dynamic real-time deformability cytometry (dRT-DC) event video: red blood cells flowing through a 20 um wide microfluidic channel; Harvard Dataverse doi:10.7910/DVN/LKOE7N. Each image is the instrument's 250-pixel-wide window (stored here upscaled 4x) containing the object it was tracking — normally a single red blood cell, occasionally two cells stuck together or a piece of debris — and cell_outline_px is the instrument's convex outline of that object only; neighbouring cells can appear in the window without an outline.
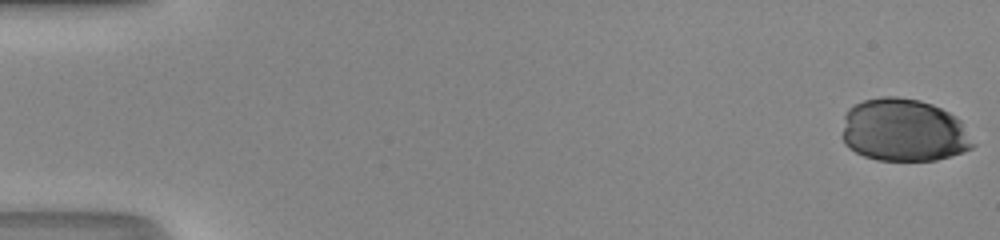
{"species": "human", "species_latin": "Homo sapiens", "temperature_condition": "room temperature", "stored_images_in_passage": 42, "camera_frame_rate_fps": 3000, "um_per_image_px": 0.085, "donor": {"sex": "male"}, "frame": {"image": 1, "passage_image": 1, "time_ms": 0.0, "image_size_px": [1000, 240], "cell_outline_px": [[976, 144], [972, 148], [936, 160], [876, 160], [864, 156], [848, 148], [844, 144], [844, 116], [848, 108], [864, 100], [880, 96], [896, 96], [920, 100], [932, 104], [956, 116], [960, 120]], "centroid_in_image_um": [76.82, 11.06], "position_along_channel_um": 8.2, "area_um2": 47.86}}
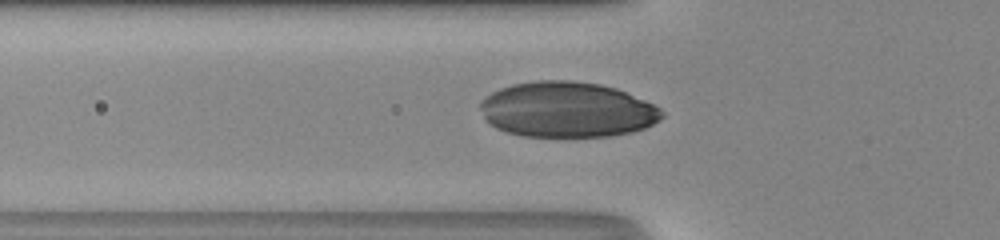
{"frame": {"image": 2, "passage_image": 19, "time_ms": 6.0, "image_size_px": [1000, 240], "cell_outline_px": [[664, 116], [660, 120], [644, 128], [632, 132], [612, 136], [524, 136], [508, 132], [496, 128], [488, 124], [484, 120], [480, 108], [480, 100], [484, 96], [500, 88], [512, 84], [536, 80], [568, 80], [600, 84], [616, 88], [644, 100], [660, 108], [664, 112]], "centroid_in_image_um": [48.17, 9.31], "position_along_channel_um": 77.6, "area_um2": 58.96}}
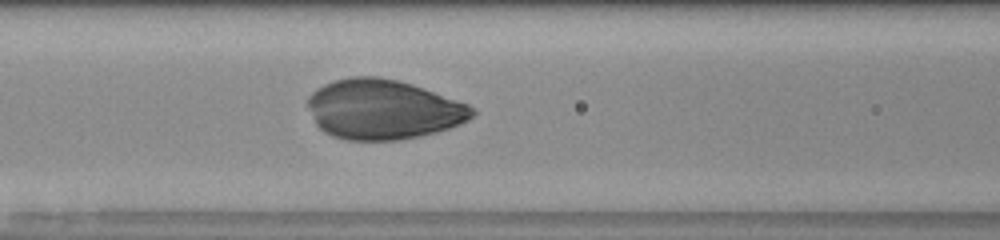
{"frame": {"image": 3, "passage_image": 23, "time_ms": 7.333, "image_size_px": [1000, 240], "cell_outline_px": [[476, 112], [468, 120], [460, 124], [436, 132], [420, 136], [396, 140], [344, 140], [332, 136], [324, 132], [316, 124], [308, 108], [308, 96], [316, 88], [332, 80], [352, 76], [380, 76], [412, 84], [468, 104], [476, 108]], "centroid_in_image_um": [32.54, 9.29], "position_along_channel_um": 134.1, "area_um2": 57.45}}